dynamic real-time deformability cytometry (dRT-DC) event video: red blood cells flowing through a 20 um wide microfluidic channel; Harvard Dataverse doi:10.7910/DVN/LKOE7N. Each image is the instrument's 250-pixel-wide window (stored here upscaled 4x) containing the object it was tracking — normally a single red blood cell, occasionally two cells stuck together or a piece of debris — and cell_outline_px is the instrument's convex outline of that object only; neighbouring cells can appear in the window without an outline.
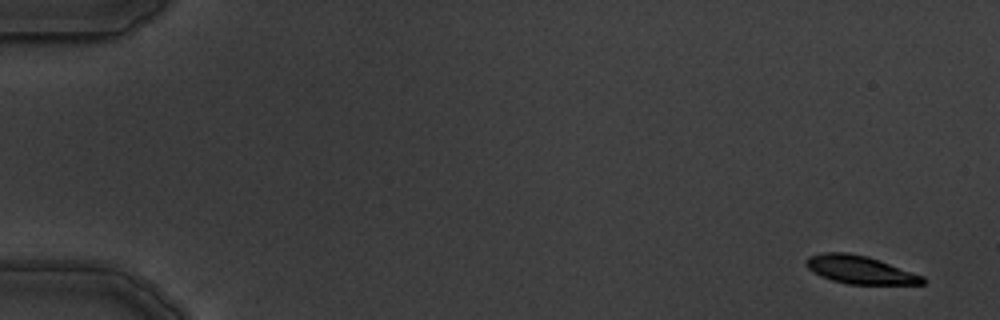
{"species": "common noctule bat (a hibernating species)", "species_latin": "Nyctalus noctula", "temperature_condition": "warm", "stored_images_in_passage": 4, "camera_frame_rate_fps": 3000, "um_per_image_px": 0.085, "animal": {"sex": "male", "body_mass_g": 19.5, "forearm_length_mm": 54.6}, "frame": {"image": 1, "passage_image": 1, "time_ms": 0.0, "image_size_px": [1000, 320], "cell_outline_px": [[924, 284], [848, 284], [832, 280], [820, 276], [808, 268], [804, 264], [804, 260], [808, 256], [824, 252], [848, 252], [868, 256], [880, 260], [924, 276]], "centroid_in_image_um": [73.06, 22.91], "position_along_channel_um": 11.9, "area_um2": 19.13}}